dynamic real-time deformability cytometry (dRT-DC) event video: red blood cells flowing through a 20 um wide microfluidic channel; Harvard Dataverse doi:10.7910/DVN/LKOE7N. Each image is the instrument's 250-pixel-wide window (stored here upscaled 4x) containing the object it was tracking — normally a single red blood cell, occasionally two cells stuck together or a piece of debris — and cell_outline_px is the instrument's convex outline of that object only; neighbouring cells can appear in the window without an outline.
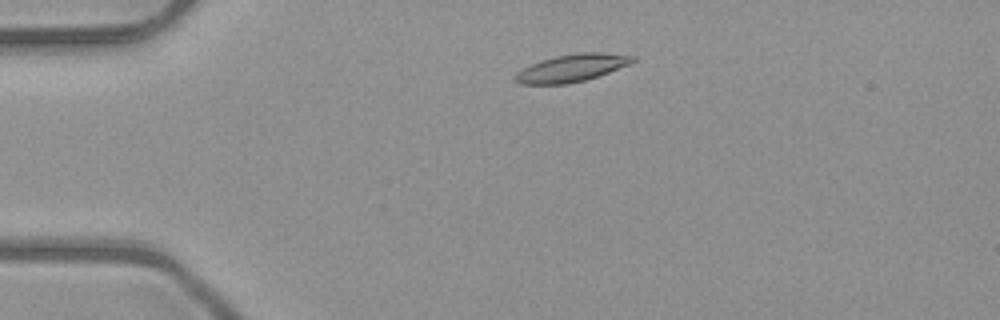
{"species": "common noctule bat (a hibernating species)", "species_latin": "Nyctalus noctula", "temperature_condition": "room temperature", "stored_images_in_passage": 43, "camera_frame_rate_fps": 3000, "um_per_image_px": 0.085, "animal": {"sex": "male", "body_mass_g": 23.1, "forearm_length_mm": 52.7}, "frame": {"image": 1, "passage_image": 3, "time_ms": 0.667, "image_size_px": [1000, 320], "cell_outline_px": [[636, 60], [632, 64], [584, 80], [568, 84], [520, 84], [512, 80], [512, 76], [516, 72], [540, 60], [556, 56], [580, 52], [604, 52], [636, 56]], "centroid_in_image_um": [48.59, 5.77], "position_along_channel_um": 36.4, "area_um2": 18.96}}
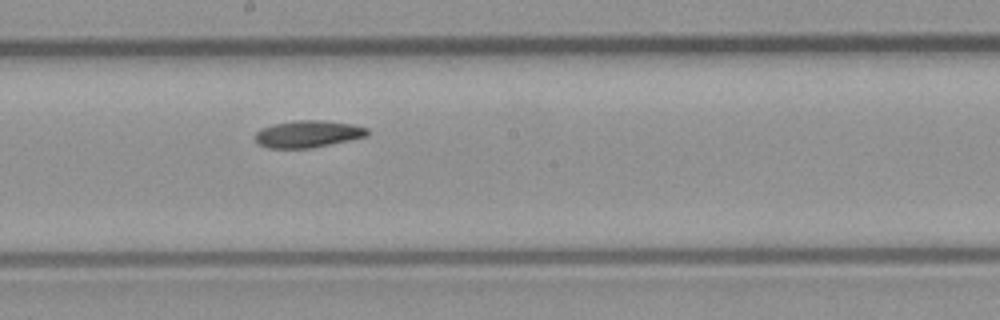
{"frame": {"image": 2, "passage_image": 20, "time_ms": 6.333, "image_size_px": [1000, 320], "cell_outline_px": [[368, 136], [312, 148], [268, 148], [260, 144], [256, 140], [256, 132], [260, 128], [272, 124], [296, 120], [324, 120], [352, 124], [368, 128]], "centroid_in_image_um": [26.18, 11.38], "position_along_channel_um": 222.0, "area_um2": 17.69}}
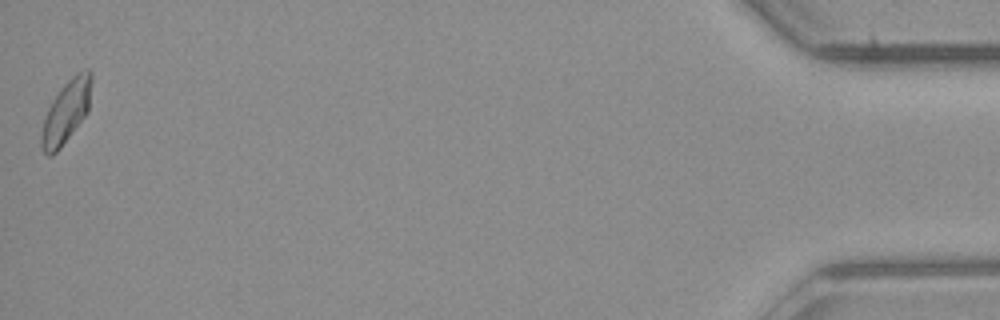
{"frame": {"image": 3, "passage_image": 43, "time_ms": 14.0, "image_size_px": [1000, 320], "cell_outline_px": [[92, 80], [88, 112], [60, 148], [52, 156], [48, 156], [44, 152], [40, 144], [40, 132], [44, 116], [52, 100], [60, 88], [76, 72], [88, 68], [92, 72]], "centroid_in_image_um": [5.61, 9.48], "position_along_channel_um": 429.6, "area_um2": 18.5}, "authors_computed_cell_mechanics": {"area_um2": 17.8602, "velocity_mm_per_s": 4.002, "shape_relaxation_time_tau1_ms": 6.3799, "shape_relaxation_time_tau2_ms": null, "deformation_change_tau1": 0.1527, "deformation_change_tau2": null}}